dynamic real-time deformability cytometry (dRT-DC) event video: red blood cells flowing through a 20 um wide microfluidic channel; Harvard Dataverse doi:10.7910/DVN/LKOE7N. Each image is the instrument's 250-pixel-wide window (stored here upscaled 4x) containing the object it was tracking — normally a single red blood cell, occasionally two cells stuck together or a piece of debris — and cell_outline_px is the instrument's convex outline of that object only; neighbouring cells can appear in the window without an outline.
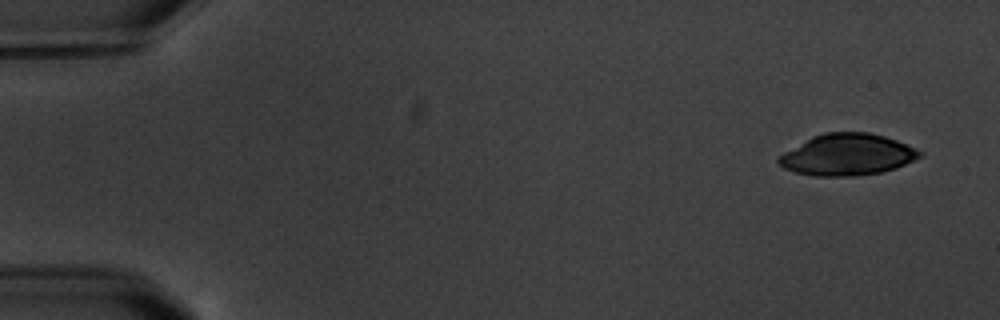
{"species": "common noctule bat (a hibernating species)", "species_latin": "Nyctalus noctula", "temperature_condition": "warm", "stored_images_in_passage": 5, "camera_frame_rate_fps": 3000, "um_per_image_px": 0.085, "animal": {"sex": "male", "body_mass_g": 20.1, "forearm_length_mm": 53.5}, "frame": {"image": 1, "passage_image": 1, "time_ms": 0.0, "image_size_px": [1000, 320], "cell_outline_px": [[924, 156], [896, 168], [880, 172], [856, 176], [816, 176], [796, 172], [784, 168], [776, 160], [784, 152], [812, 136], [824, 132], [868, 132], [884, 136], [896, 140], [916, 148], [924, 152]], "centroid_in_image_um": [72.05, 13.14], "position_along_channel_um": 12.9, "area_um2": 34.16}}